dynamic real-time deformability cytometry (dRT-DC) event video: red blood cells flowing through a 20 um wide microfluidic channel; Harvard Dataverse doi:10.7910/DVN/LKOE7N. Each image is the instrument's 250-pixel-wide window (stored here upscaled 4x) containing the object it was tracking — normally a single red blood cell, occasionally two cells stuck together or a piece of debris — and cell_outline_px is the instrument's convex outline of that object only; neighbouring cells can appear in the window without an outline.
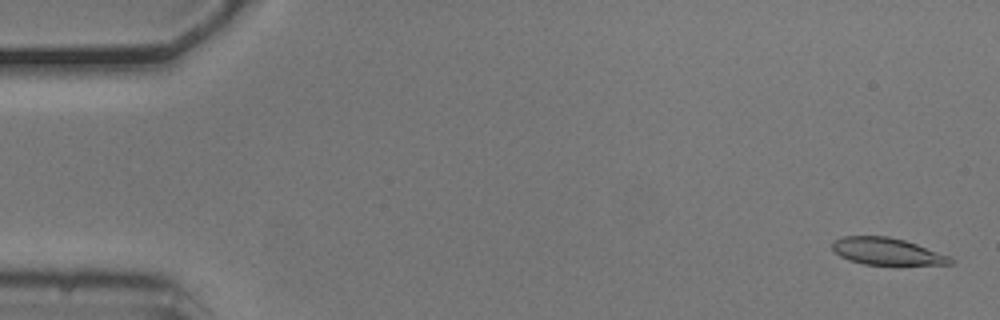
{"species": "common noctule bat (a hibernating species)", "species_latin": "Nyctalus noctula", "temperature_condition": "cold", "stored_images_in_passage": 54, "camera_frame_rate_fps": 3000, "um_per_image_px": 0.085, "animal": {"sex": "male", "body_mass_g": 20.5, "forearm_length_mm": 52.5}, "frame": {"image": 1, "passage_image": 2, "time_ms": 0.333, "image_size_px": [1000, 320], "cell_outline_px": [[956, 260], [952, 264], [864, 264], [848, 260], [840, 256], [832, 248], [832, 240], [844, 236], [888, 236], [904, 240], [952, 256]], "centroid_in_image_um": [75.4, 21.36], "position_along_channel_um": 9.6, "area_um2": 18.55}}
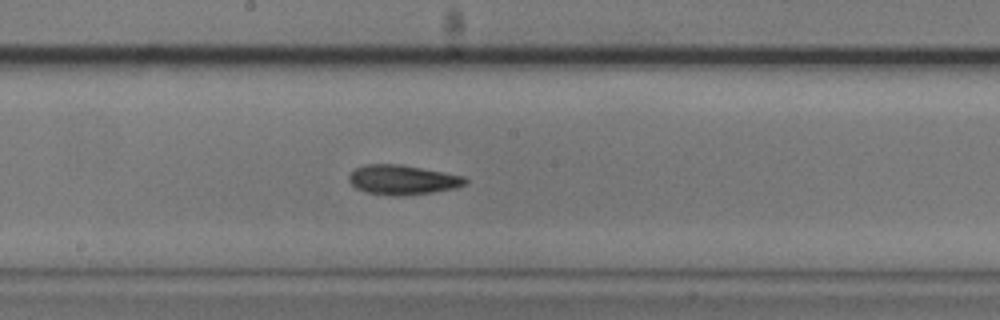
{"frame": {"image": 2, "passage_image": 29, "time_ms": 9.333, "image_size_px": [1000, 320], "cell_outline_px": [[468, 184], [456, 188], [432, 192], [404, 196], [396, 196], [364, 192], [356, 188], [348, 180], [348, 176], [356, 168], [364, 164], [400, 164], [444, 172], [464, 176], [468, 180]], "centroid_in_image_um": [34.23, 15.29], "position_along_channel_um": 214.0, "area_um2": 20.23}}
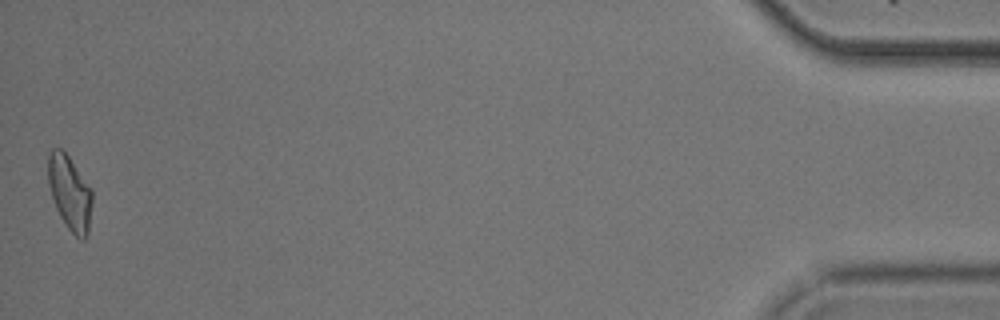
{"frame": {"image": 3, "passage_image": 54, "time_ms": 17.667, "image_size_px": [1000, 320], "cell_outline_px": [[92, 200], [88, 236], [84, 240], [80, 240], [68, 228], [60, 216], [56, 208], [48, 184], [48, 152], [52, 148], [60, 148], [68, 156], [92, 188]], "centroid_in_image_um": [5.94, 16.39], "position_along_channel_um": 429.3, "area_um2": 19.19}, "authors_computed_cell_mechanics": {"area_um2": 19.5075, "velocity_mm_per_s": 3.7229, "shape_relaxation_time_tau1_ms": 4.7483, "shape_relaxation_time_tau2_ms": 5.0288, "deformation_change_tau1": 0.1483, "deformation_change_tau2": 0.1302}}